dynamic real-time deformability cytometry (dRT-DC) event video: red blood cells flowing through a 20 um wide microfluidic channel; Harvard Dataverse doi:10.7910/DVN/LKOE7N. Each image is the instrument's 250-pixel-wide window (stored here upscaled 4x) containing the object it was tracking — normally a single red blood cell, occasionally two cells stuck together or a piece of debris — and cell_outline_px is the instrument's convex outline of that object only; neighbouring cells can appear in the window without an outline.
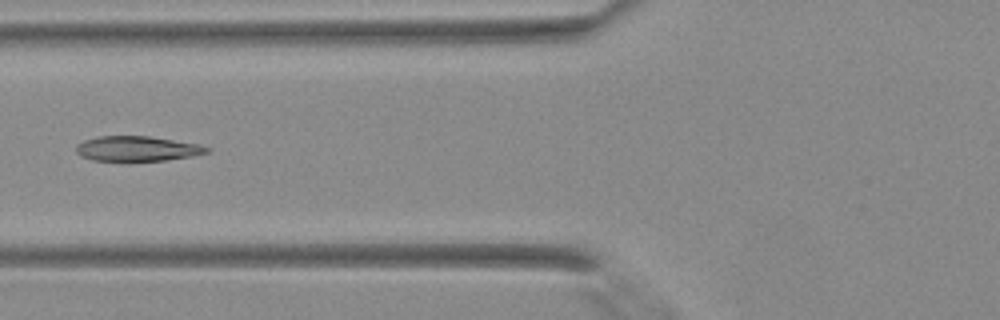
{"species": "Egyptian fruit bat (a non-hibernating species)", "species_latin": "Rousettus aegyptiacus", "temperature_condition": "warm", "stored_images_in_passage": 3, "camera_frame_rate_fps": 3000, "um_per_image_px": 0.085, "animal": {"sex": "female"}, "frame": {"image": 1, "passage_image": 3, "time_ms": 0.667, "image_size_px": [1000, 320], "cell_outline_px": [[212, 148], [208, 152], [192, 156], [164, 160], [128, 164], [92, 160], [80, 156], [76, 152], [76, 144], [84, 140], [100, 136], [148, 136], [200, 144]], "centroid_in_image_um": [11.62, 12.68], "position_along_channel_um": 114.2, "area_um2": 19.94}}